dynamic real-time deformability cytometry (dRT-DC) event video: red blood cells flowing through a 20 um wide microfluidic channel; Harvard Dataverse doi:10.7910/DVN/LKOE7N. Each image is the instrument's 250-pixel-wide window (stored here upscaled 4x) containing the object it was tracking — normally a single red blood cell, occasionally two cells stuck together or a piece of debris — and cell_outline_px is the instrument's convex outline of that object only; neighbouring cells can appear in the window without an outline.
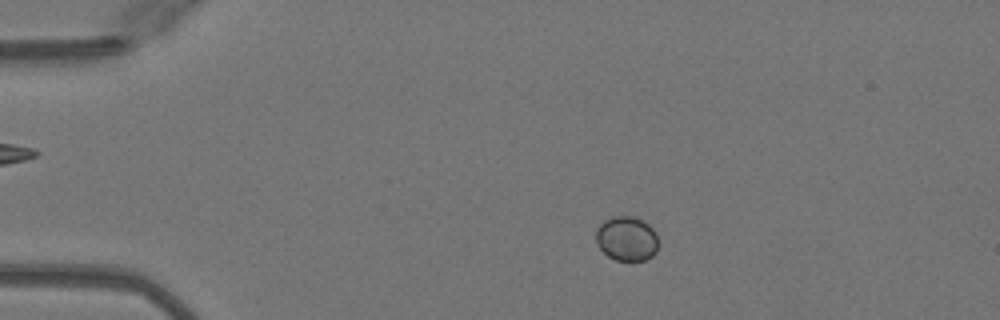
{"species": "Egyptian fruit bat (a non-hibernating species)", "species_latin": "Rousettus aegyptiacus", "temperature_condition": "warm", "stored_images_in_passage": 48, "camera_frame_rate_fps": 3000, "um_per_image_px": 0.085, "animal": {"sex": "female"}, "frame": {"image": 1, "passage_image": 8, "time_ms": 2.333, "image_size_px": [1000, 320], "cell_outline_px": [[656, 252], [652, 256], [644, 260], [616, 260], [608, 256], [600, 248], [596, 240], [596, 228], [604, 220], [612, 216], [632, 216], [648, 224], [656, 232]], "centroid_in_image_um": [53.24, 20.27], "position_along_channel_um": 31.8, "area_um2": 16.01}}
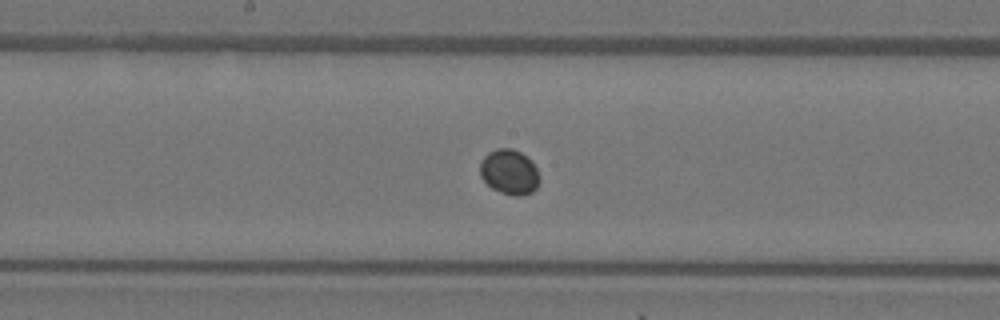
{"frame": {"image": 2, "passage_image": 25, "time_ms": 8.0, "image_size_px": [1000, 320], "cell_outline_px": [[540, 180], [536, 188], [532, 192], [520, 196], [516, 196], [500, 192], [492, 188], [480, 176], [480, 160], [488, 152], [496, 148], [512, 148], [520, 152], [532, 160], [540, 176]], "centroid_in_image_um": [43.3, 14.61], "position_along_channel_um": 204.9, "area_um2": 15.78}}
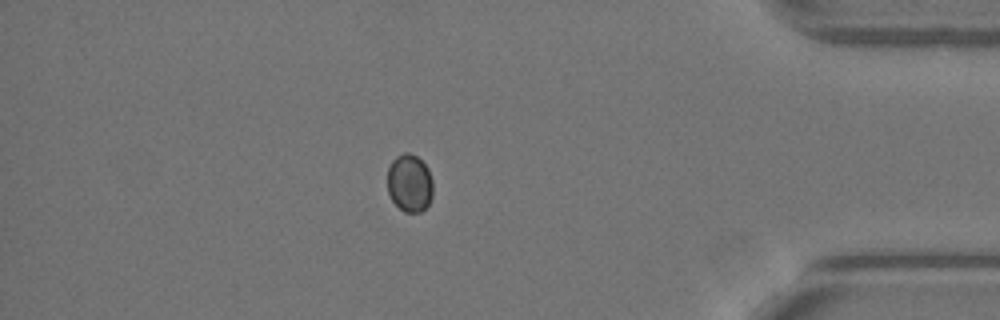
{"frame": {"image": 3, "passage_image": 42, "time_ms": 13.667, "image_size_px": [1000, 320], "cell_outline_px": [[432, 196], [428, 204], [420, 212], [404, 212], [392, 200], [388, 192], [388, 168], [392, 160], [396, 156], [404, 152], [408, 152], [416, 156], [428, 168], [432, 180]], "centroid_in_image_um": [34.81, 15.55], "position_along_channel_um": 400.4, "area_um2": 15.26}}